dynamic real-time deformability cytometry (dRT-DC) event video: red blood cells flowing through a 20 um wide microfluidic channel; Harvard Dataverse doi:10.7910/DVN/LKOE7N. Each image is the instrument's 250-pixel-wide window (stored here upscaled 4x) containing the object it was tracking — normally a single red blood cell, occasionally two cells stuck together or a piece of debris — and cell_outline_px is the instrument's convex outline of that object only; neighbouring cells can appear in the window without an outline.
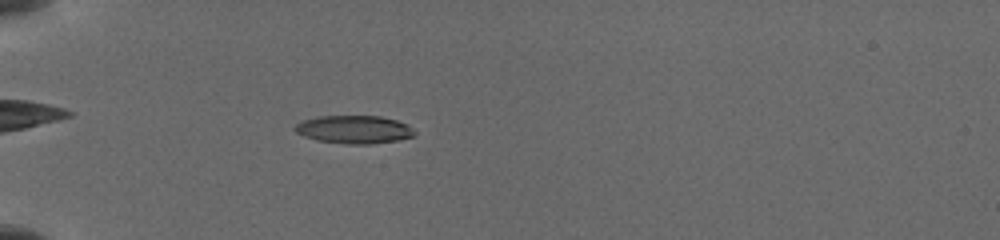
{"species": "common noctule bat (a hibernating species)", "species_latin": "Nyctalus noctula", "temperature_condition": "cold", "stored_images_in_passage": 41, "camera_frame_rate_fps": 3000, "um_per_image_px": 0.085, "animal": {"sex": "female", "body_mass_g": 19.5, "forearm_length_mm": 54.1}, "frame": {"image": 1, "passage_image": 24, "time_ms": 5.667, "image_size_px": [1000, 240], "cell_outline_px": [[416, 132], [412, 136], [396, 140], [368, 144], [348, 144], [316, 140], [304, 136], [296, 132], [292, 128], [300, 120], [316, 116], [380, 116], [396, 120], [408, 124]], "centroid_in_image_um": [30.05, 10.99], "position_along_channel_um": 55.0, "area_um2": 19.59}}
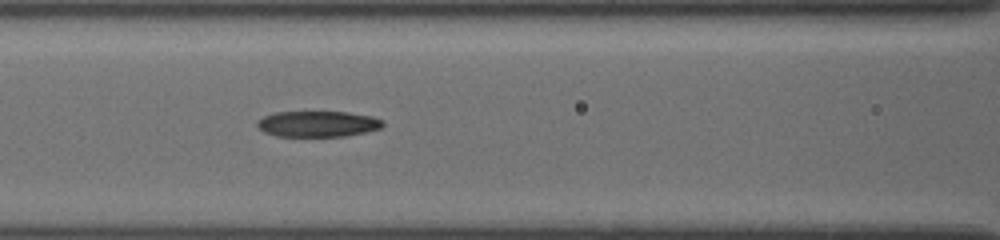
{"frame": {"image": 2, "passage_image": 32, "time_ms": 8.333, "image_size_px": [1000, 240], "cell_outline_px": [[384, 124], [380, 128], [364, 132], [344, 136], [276, 136], [264, 132], [256, 124], [256, 120], [264, 116], [276, 112], [348, 112], [372, 116], [384, 120]], "centroid_in_image_um": [27.0, 10.52], "position_along_channel_um": 139.6, "area_um2": 18.9}}
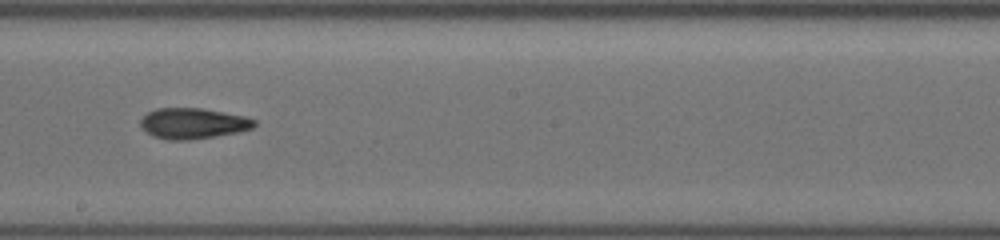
{"frame": {"image": 3, "passage_image": 39, "time_ms": 10.667, "image_size_px": [1000, 240], "cell_outline_px": [[256, 124], [252, 128], [240, 132], [216, 136], [188, 140], [168, 140], [152, 136], [140, 128], [140, 120], [148, 112], [156, 108], [200, 108], [244, 116], [256, 120]], "centroid_in_image_um": [16.38, 10.5], "position_along_channel_um": 231.8, "area_um2": 20.46}}